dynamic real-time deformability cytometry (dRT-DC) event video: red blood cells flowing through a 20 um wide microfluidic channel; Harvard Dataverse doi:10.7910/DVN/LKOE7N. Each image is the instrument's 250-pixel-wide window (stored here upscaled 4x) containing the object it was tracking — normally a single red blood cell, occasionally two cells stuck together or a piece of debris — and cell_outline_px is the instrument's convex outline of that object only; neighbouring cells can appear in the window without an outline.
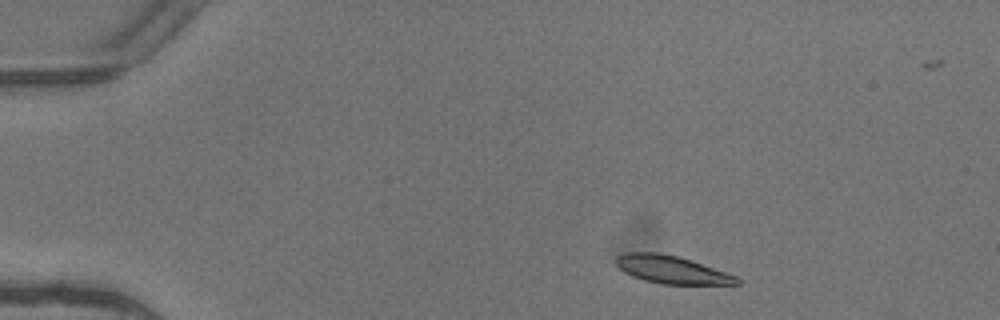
{"species": "common noctule bat (a hibernating species)", "species_latin": "Nyctalus noctula", "temperature_condition": "warm", "stored_images_in_passage": 4, "camera_frame_rate_fps": 3000, "um_per_image_px": 0.085, "animal": {"sex": "female"}, "frame": {"image": 1, "passage_image": 2, "time_ms": 0.333, "image_size_px": [1000, 320], "cell_outline_px": [[740, 284], [660, 284], [644, 280], [632, 276], [624, 272], [616, 264], [616, 256], [628, 252], [660, 252], [692, 260], [736, 276], [740, 280]], "centroid_in_image_um": [57.07, 22.91], "position_along_channel_um": 27.9, "area_um2": 19.48}}